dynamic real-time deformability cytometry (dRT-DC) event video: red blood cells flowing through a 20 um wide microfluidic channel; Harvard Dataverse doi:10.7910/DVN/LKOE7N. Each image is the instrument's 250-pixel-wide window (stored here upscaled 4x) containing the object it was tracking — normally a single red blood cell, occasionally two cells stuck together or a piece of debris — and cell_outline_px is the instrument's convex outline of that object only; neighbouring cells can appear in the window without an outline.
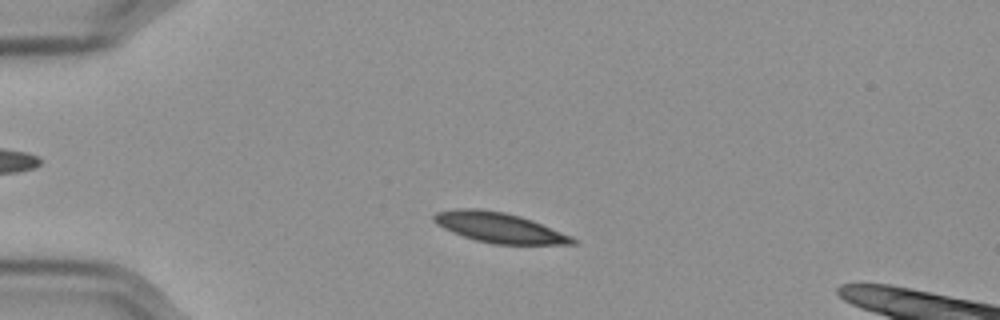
{"species": "Egyptian fruit bat (a non-hibernating species)", "species_latin": "Rousettus aegyptiacus", "temperature_condition": "cold", "stored_images_in_passage": 54, "camera_frame_rate_fps": 3000, "um_per_image_px": 0.085, "frame": {"image": 1, "passage_image": 10, "time_ms": 3.0, "image_size_px": [1000, 320], "cell_outline_px": [[576, 244], [492, 244], [476, 240], [452, 232], [436, 224], [432, 220], [432, 216], [436, 212], [456, 208], [476, 208], [504, 212], [520, 216], [532, 220], [572, 236], [576, 240]], "centroid_in_image_um": [42.4, 19.34], "position_along_channel_um": 42.6, "area_um2": 24.28}}
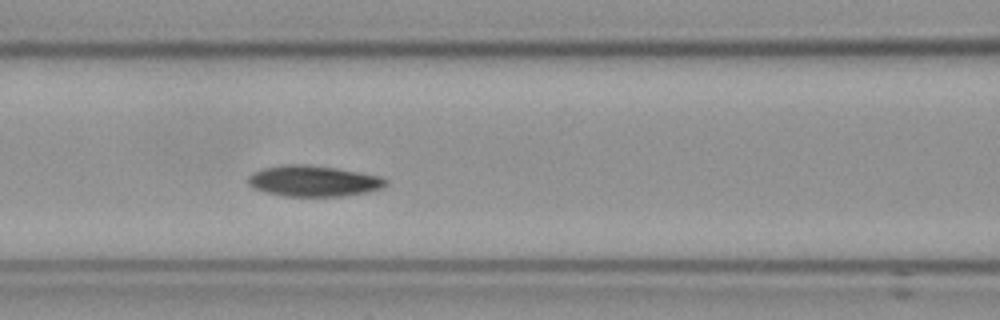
{"frame": {"image": 2, "passage_image": 21, "time_ms": 6.667, "image_size_px": [1000, 320], "cell_outline_px": [[388, 184], [380, 188], [368, 192], [340, 196], [284, 196], [264, 192], [252, 188], [248, 184], [248, 176], [252, 172], [260, 168], [280, 164], [308, 164], [336, 168], [360, 172], [380, 176], [388, 180]], "centroid_in_image_um": [26.59, 15.37], "position_along_channel_um": 140.0, "area_um2": 25.14}}
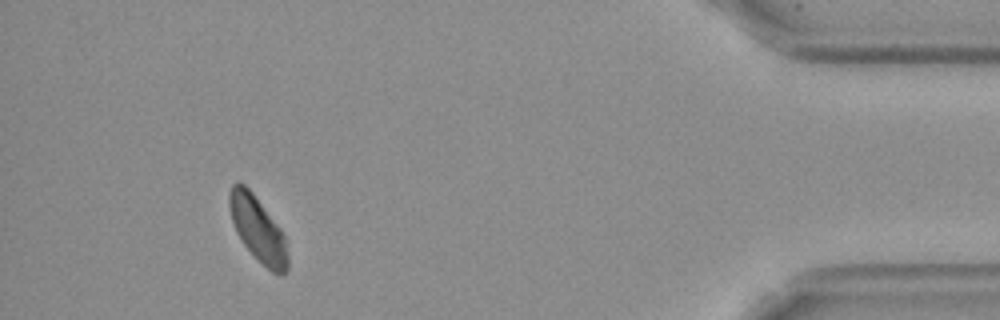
{"frame": {"image": 3, "passage_image": 49, "time_ms": 16.0, "image_size_px": [1000, 320], "cell_outline_px": [[288, 268], [280, 276], [272, 272], [244, 244], [236, 232], [232, 220], [228, 204], [228, 192], [232, 184], [244, 184], [252, 192], [280, 228], [284, 236], [288, 256]], "centroid_in_image_um": [21.91, 19.46], "position_along_channel_um": 413.3, "area_um2": 21.62}}